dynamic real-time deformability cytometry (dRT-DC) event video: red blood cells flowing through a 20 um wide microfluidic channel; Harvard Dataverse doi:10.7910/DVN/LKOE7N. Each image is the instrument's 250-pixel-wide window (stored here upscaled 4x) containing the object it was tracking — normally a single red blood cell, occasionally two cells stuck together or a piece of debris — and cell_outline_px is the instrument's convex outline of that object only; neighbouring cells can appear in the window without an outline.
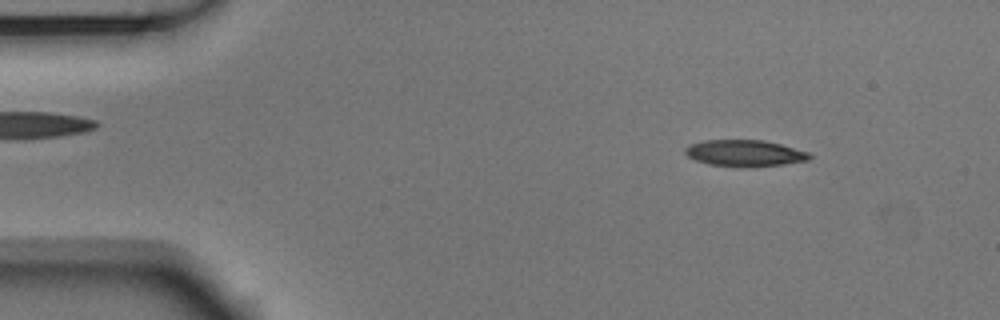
{"species": "Egyptian fruit bat (a non-hibernating species)", "species_latin": "Rousettus aegyptiacus", "temperature_condition": "room temperature", "stored_images_in_passage": 52, "camera_frame_rate_fps": 3000, "um_per_image_px": 0.085, "animal": {"sex": "male"}, "frame": {"image": 1, "passage_image": 6, "time_ms": 1.667, "image_size_px": [1000, 320], "cell_outline_px": [[808, 156], [792, 160], [768, 164], [724, 164], [704, 160], [688, 152], [692, 148], [704, 144], [732, 140], [748, 140], [772, 144], [788, 148], [800, 152]], "centroid_in_image_um": [63.31, 12.98], "position_along_channel_um": 21.7, "area_um2": 14.62}}
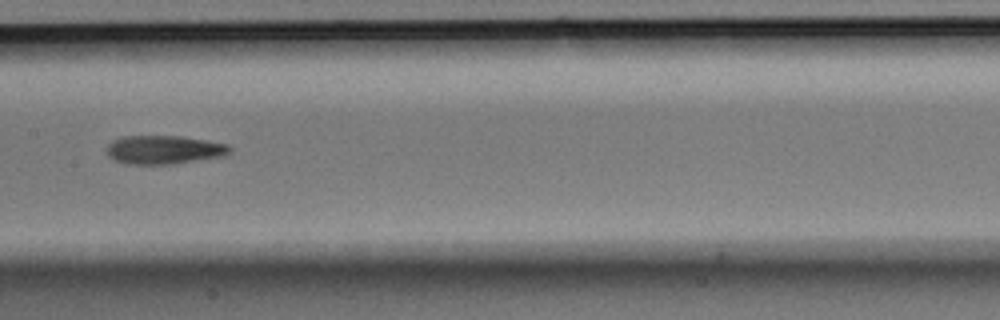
{"frame": {"image": 2, "passage_image": 26, "time_ms": 8.333, "image_size_px": [1000, 320], "cell_outline_px": [[224, 148], [216, 152], [192, 156], [160, 160], [136, 160], [120, 156], [116, 152], [116, 148], [120, 144], [144, 140], [184, 140], [208, 144]], "centroid_in_image_um": [13.93, 12.71], "position_along_channel_um": 193.5, "area_um2": 11.56}}
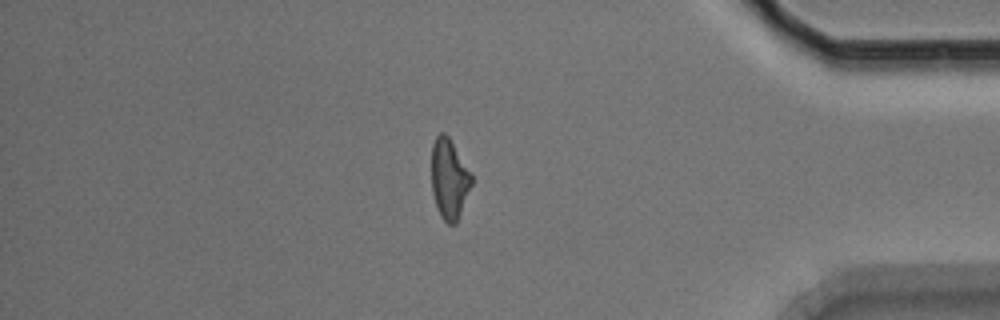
{"frame": {"image": 3, "passage_image": 45, "time_ms": 14.667, "image_size_px": [1000, 320], "cell_outline_px": [[472, 180], [456, 216], [452, 220], [448, 220], [444, 216], [436, 200], [432, 180], [432, 152], [436, 140], [440, 136], [444, 136], [448, 140], [472, 176]], "centroid_in_image_um": [38.16, 15.13], "position_along_channel_um": 397.0, "area_um2": 15.84}}